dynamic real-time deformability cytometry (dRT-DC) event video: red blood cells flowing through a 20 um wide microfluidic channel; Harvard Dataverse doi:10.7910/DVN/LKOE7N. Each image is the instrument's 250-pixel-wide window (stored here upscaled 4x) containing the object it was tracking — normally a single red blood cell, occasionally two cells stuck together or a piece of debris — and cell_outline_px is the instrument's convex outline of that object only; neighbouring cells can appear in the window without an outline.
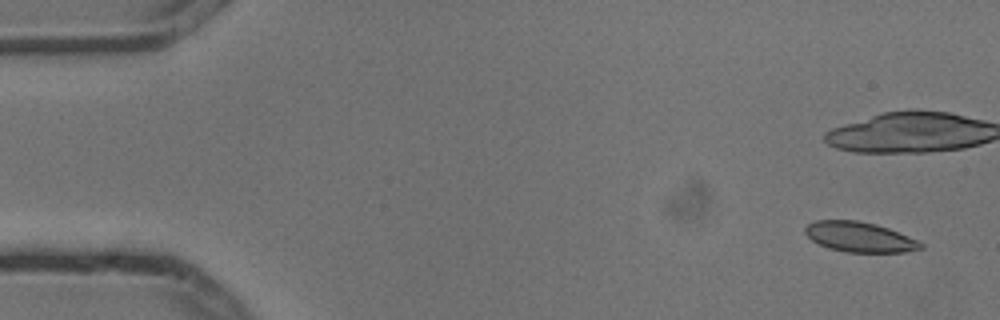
{"species": "common noctule bat (a hibernating species)", "species_latin": "Nyctalus noctula", "temperature_condition": "cold", "stored_images_in_passage": 6, "camera_frame_rate_fps": 3000, "um_per_image_px": 0.085, "animal": {"sex": "male", "body_mass_g": 13.3}, "frame": {"image": 1, "passage_image": 1, "time_ms": 0.0, "image_size_px": [1000, 320], "cell_outline_px": [[924, 248], [904, 252], [844, 252], [828, 248], [812, 240], [804, 232], [804, 228], [808, 224], [816, 220], [856, 220], [876, 224], [888, 228], [916, 240], [924, 244]], "centroid_in_image_um": [73.04, 20.14], "position_along_channel_um": 12.0, "area_um2": 20.17}}